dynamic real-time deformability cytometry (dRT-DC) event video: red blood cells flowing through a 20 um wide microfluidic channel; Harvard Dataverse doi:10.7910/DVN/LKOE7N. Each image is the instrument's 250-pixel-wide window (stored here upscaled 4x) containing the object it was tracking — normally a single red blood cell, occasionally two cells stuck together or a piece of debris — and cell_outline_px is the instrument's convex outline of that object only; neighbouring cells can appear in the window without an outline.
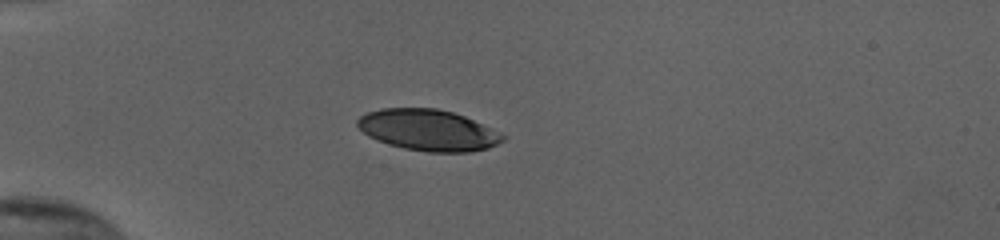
{"species": "human", "species_latin": "Homo sapiens", "temperature_condition": "cold", "stored_images_in_passage": 39, "camera_frame_rate_fps": 3000, "um_per_image_px": 0.085, "donor": {"sex": "female"}, "frame": {"image": 1, "passage_image": 1, "time_ms": 0.0, "image_size_px": [1000, 240], "cell_outline_px": [[508, 136], [504, 140], [488, 148], [468, 152], [428, 152], [404, 148], [388, 144], [376, 140], [368, 136], [356, 124], [356, 120], [360, 116], [368, 112], [380, 108], [436, 108], [452, 112], [464, 116], [500, 132]], "centroid_in_image_um": [36.39, 11.06], "position_along_channel_um": 48.6, "area_um2": 34.85}}
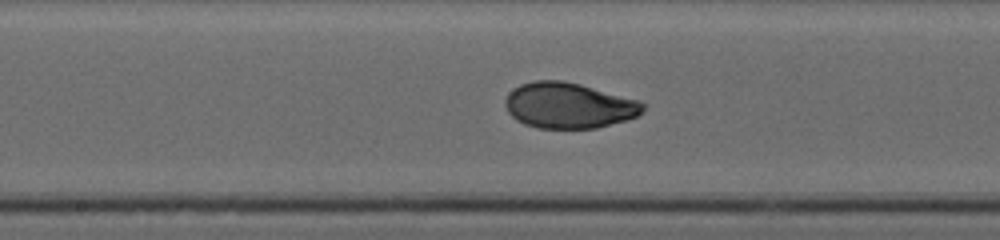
{"frame": {"image": 2, "passage_image": 15, "time_ms": 4.667, "image_size_px": [1000, 240], "cell_outline_px": [[644, 108], [636, 116], [628, 120], [596, 128], [536, 128], [524, 124], [516, 120], [508, 112], [504, 104], [504, 100], [508, 92], [512, 88], [520, 84], [532, 80], [564, 80], [580, 84], [640, 100], [644, 104]], "centroid_in_image_um": [48.3, 8.95], "position_along_channel_um": 199.9, "area_um2": 36.99}}
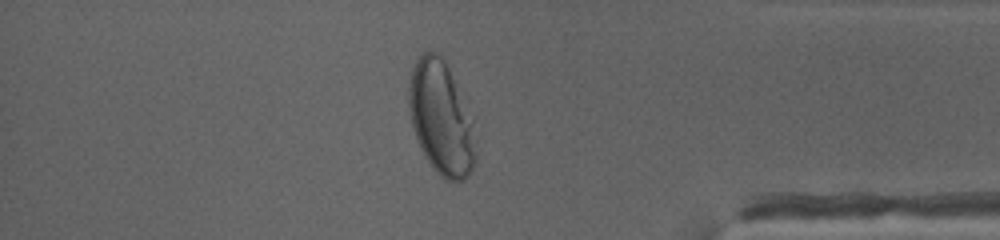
{"frame": {"image": 3, "passage_image": 32, "time_ms": 10.333, "image_size_px": [1000, 240], "cell_outline_px": [[476, 164], [468, 176], [464, 180], [444, 180], [436, 172], [424, 156], [420, 148], [412, 124], [408, 104], [408, 84], [412, 68], [416, 60], [424, 52], [440, 52], [448, 68], [472, 120], [476, 152]], "centroid_in_image_um": [37.48, 10.07], "position_along_channel_um": 397.7, "area_um2": 43.93}, "authors_computed_cell_mechanics": {"area_um2": 36.992, "velocity_mm_per_s": 3.837, "shape_relaxation_time_tau1_ms": 4.8015, "shape_relaxation_time_tau2_ms": null, "deformation_change_tau1": 0.1829, "deformation_change_tau2": null}}